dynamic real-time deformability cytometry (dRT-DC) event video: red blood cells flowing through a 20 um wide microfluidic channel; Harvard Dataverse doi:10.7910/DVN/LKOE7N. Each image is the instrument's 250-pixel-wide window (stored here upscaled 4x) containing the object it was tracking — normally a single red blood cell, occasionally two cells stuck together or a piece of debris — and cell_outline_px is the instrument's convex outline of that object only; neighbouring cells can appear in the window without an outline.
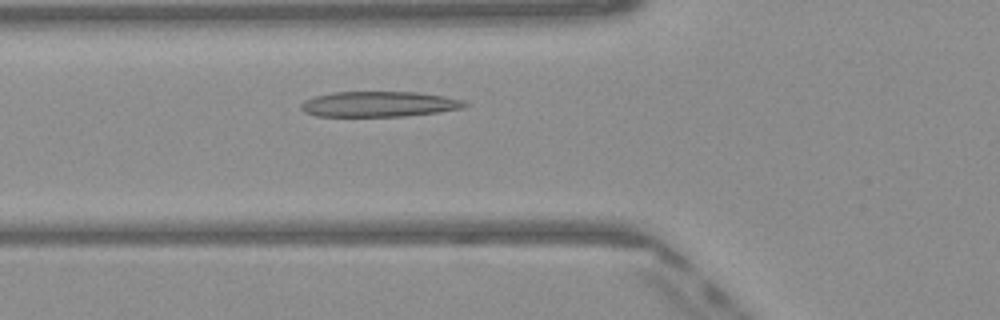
{"species": "Egyptian fruit bat (a non-hibernating species)", "species_latin": "Rousettus aegyptiacus", "temperature_condition": "warm", "stored_images_in_passage": 42, "camera_frame_rate_fps": 3000, "um_per_image_px": 0.085, "frame": {"image": 1, "passage_image": 10, "time_ms": 3.0, "image_size_px": [1000, 320], "cell_outline_px": [[472, 104], [464, 108], [436, 112], [404, 116], [316, 116], [304, 112], [300, 108], [300, 104], [304, 100], [316, 96], [332, 92], [416, 92], [444, 96], [464, 100]], "centroid_in_image_um": [32.23, 8.85], "position_along_channel_um": 93.6, "area_um2": 24.33}}
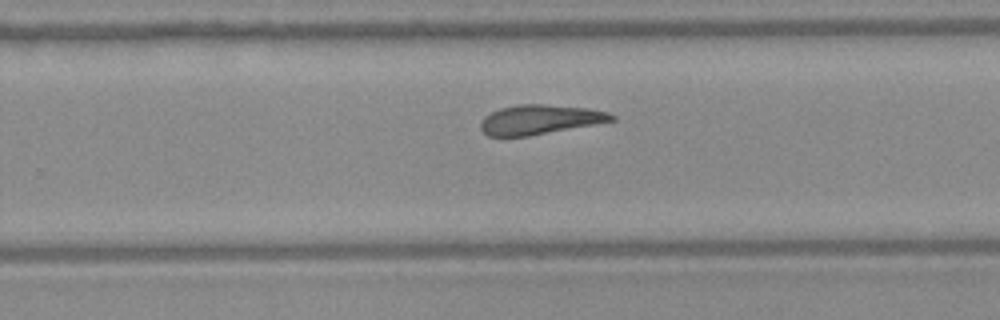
{"frame": {"image": 2, "passage_image": 24, "time_ms": 7.667, "image_size_px": [1000, 320], "cell_outline_px": [[616, 120], [596, 124], [528, 136], [488, 136], [480, 128], [480, 124], [484, 116], [500, 108], [520, 104], [540, 104], [588, 108], [608, 112], [616, 116]], "centroid_in_image_um": [45.9, 10.16], "position_along_channel_um": 283.9, "area_um2": 22.43}}
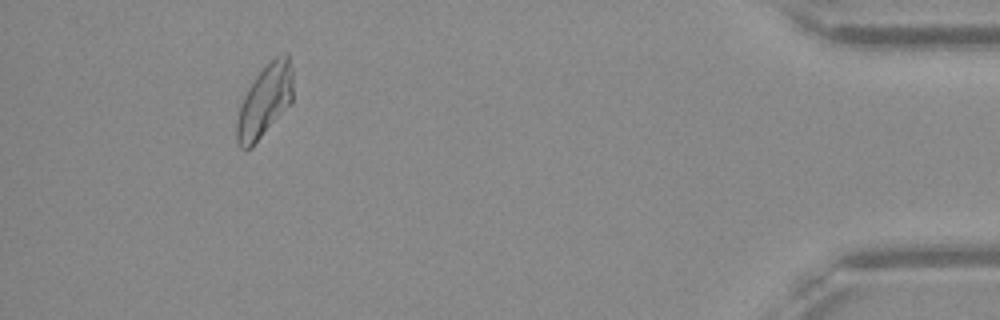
{"frame": {"image": 3, "passage_image": 38, "time_ms": 12.333, "image_size_px": [1000, 320], "cell_outline_px": [[292, 100], [252, 148], [240, 148], [236, 140], [236, 120], [244, 96], [248, 88], [256, 76], [276, 56], [284, 52], [288, 52], [292, 68]], "centroid_in_image_um": [22.49, 8.58], "position_along_channel_um": 412.7, "area_um2": 23.29}, "authors_computed_cell_mechanics": {"area_um2": 23.7269, "velocity_mm_per_s": 4.0673, "shape_relaxation_time_tau1_ms": null, "shape_relaxation_time_tau2_ms": 2.8911, "deformation_change_tau1": null, "deformation_change_tau2": 0.108}}